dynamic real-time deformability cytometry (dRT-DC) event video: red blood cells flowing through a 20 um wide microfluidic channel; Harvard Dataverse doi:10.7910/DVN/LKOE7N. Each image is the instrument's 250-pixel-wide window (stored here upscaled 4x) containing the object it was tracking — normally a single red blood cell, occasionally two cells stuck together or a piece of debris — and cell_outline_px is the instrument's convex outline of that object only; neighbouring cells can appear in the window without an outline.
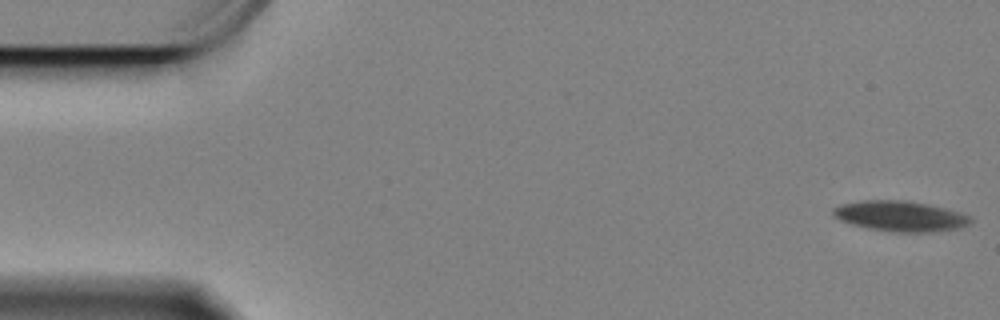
{"species": "Egyptian fruit bat (a non-hibernating species)", "species_latin": "Rousettus aegyptiacus", "temperature_condition": "cold", "stored_images_in_passage": 59, "camera_frame_rate_fps": 3000, "um_per_image_px": 0.085, "animal": {"sex": "female"}, "frame": {"image": 1, "passage_image": 1, "time_ms": 0.0, "image_size_px": [1000, 320], "cell_outline_px": [[972, 220], [968, 224], [960, 228], [932, 232], [892, 232], [868, 228], [852, 224], [840, 220], [832, 216], [832, 208], [840, 204], [864, 200], [900, 200], [924, 204], [944, 208], [968, 216]], "centroid_in_image_um": [76.45, 18.38], "position_along_channel_um": 8.5, "area_um2": 24.1}}
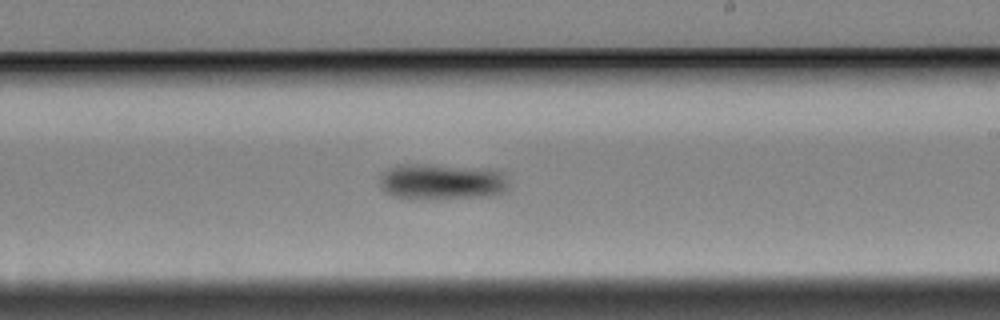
{"frame": {"image": 2, "passage_image": 34, "time_ms": 11.0, "image_size_px": [1000, 320], "cell_outline_px": [[508, 188], [504, 192], [488, 196], [424, 200], [412, 200], [396, 196], [388, 192], [380, 184], [384, 172], [388, 168], [396, 164], [424, 164], [488, 168], [504, 172], [508, 184]], "centroid_in_image_um": [37.59, 15.45], "position_along_channel_um": 251.4, "area_um2": 27.4}}
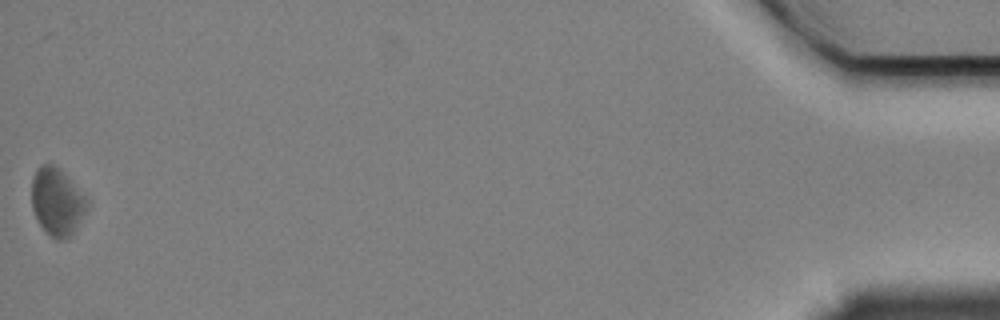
{"frame": {"image": 3, "passage_image": 59, "time_ms": 19.333, "image_size_px": [1000, 320], "cell_outline_px": [[84, 208], [72, 232], [64, 240], [56, 240], [44, 232], [32, 208], [32, 180], [36, 168], [44, 164], [52, 164], [64, 176], [84, 200]], "centroid_in_image_um": [4.71, 17.19], "position_along_channel_um": 430.5, "area_um2": 20.11}, "authors_computed_cell_mechanics": {"area_um2": 24.276, "velocity_mm_per_s": 3.3165, "shape_relaxation_time_tau1_ms": 2.0713, "shape_relaxation_time_tau2_ms": null, "deformation_change_tau1": 0.072, "deformation_change_tau2": null}}